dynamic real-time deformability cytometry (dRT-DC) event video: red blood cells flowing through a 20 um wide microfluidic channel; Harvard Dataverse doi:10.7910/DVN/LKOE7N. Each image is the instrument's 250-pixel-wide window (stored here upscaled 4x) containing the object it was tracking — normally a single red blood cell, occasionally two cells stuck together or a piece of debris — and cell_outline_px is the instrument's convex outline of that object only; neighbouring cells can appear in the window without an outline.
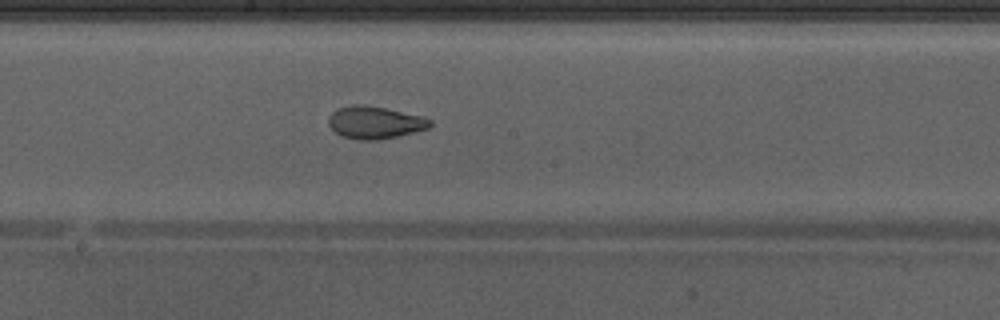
{"species": "Egyptian fruit bat (a non-hibernating species)", "species_latin": "Rousettus aegyptiacus", "temperature_condition": "warm", "stored_images_in_passage": 39, "camera_frame_rate_fps": 3000, "um_per_image_px": 0.085, "animal": {"sex": "male"}, "frame": {"image": 1, "passage_image": 17, "time_ms": 5.333, "image_size_px": [1000, 320], "cell_outline_px": [[432, 124], [428, 128], [396, 136], [376, 140], [356, 140], [344, 136], [336, 132], [328, 124], [328, 116], [336, 108], [352, 104], [364, 104], [424, 116], [432, 120]], "centroid_in_image_um": [31.84, 10.39], "position_along_channel_um": 216.4, "area_um2": 19.19}, "authors_computed_cell_mechanics": {"area_um2": 20.6346, "velocity_mm_per_s": 4.2794, "shape_relaxation_time_tau1_ms": null, "shape_relaxation_time_tau2_ms": 1.2389, "deformation_change_tau1": null, "deformation_change_tau2": 0.0768}}